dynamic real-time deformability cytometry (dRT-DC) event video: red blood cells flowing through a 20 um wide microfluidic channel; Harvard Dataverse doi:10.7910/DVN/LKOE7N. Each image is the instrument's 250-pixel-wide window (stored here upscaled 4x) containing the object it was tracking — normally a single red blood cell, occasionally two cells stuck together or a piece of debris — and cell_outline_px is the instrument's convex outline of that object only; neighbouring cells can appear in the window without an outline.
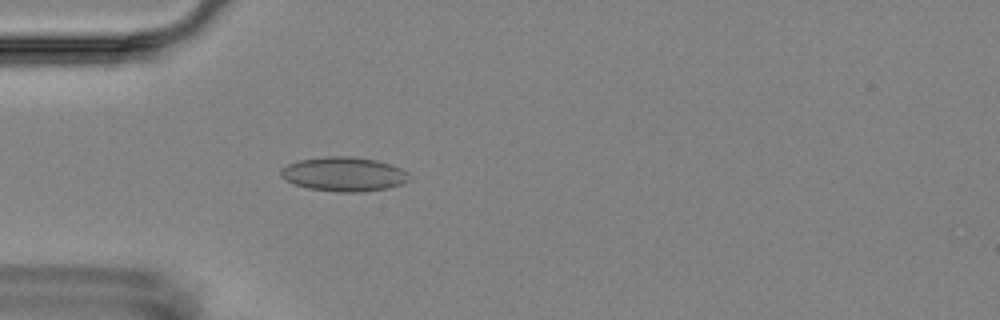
{"species": "Egyptian fruit bat (a non-hibernating species)", "species_latin": "Rousettus aegyptiacus", "temperature_condition": "room temperature", "stored_images_in_passage": 4, "camera_frame_rate_fps": 3000, "um_per_image_px": 0.085, "animal": {"sex": "female"}, "frame": {"image": 1, "passage_image": 4, "time_ms": 3.333, "image_size_px": [1000, 320], "cell_outline_px": [[408, 180], [400, 184], [388, 188], [360, 192], [340, 192], [308, 188], [292, 184], [284, 180], [280, 176], [280, 168], [296, 160], [324, 156], [352, 156], [376, 160], [400, 168], [408, 172]], "centroid_in_image_um": [29.15, 14.79], "position_along_channel_um": 55.8, "area_um2": 25.78}}